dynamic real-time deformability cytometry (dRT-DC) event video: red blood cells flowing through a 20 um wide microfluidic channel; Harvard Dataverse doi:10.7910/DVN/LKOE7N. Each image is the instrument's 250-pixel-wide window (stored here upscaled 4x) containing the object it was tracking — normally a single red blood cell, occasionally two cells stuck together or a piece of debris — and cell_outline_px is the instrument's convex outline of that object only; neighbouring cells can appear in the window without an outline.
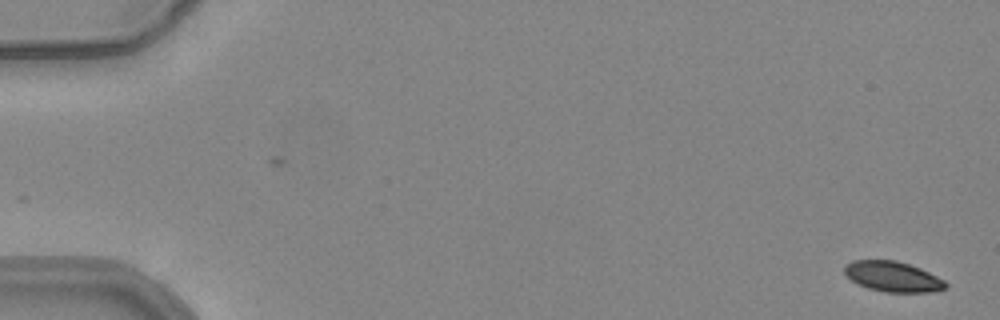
{"species": "common noctule bat (a hibernating species)", "species_latin": "Nyctalus noctula", "temperature_condition": "warm", "stored_images_in_passage": 3, "camera_frame_rate_fps": 3000, "um_per_image_px": 0.085, "animal": {"sex": "female", "body_mass_g": 24.6, "forearm_length_mm": 56.2}, "frame": {"image": 1, "passage_image": 1, "time_ms": 0.0, "image_size_px": [1000, 320], "cell_outline_px": [[948, 288], [936, 292], [884, 292], [868, 288], [856, 284], [844, 272], [844, 264], [852, 260], [896, 260], [920, 268], [944, 280], [948, 284]], "centroid_in_image_um": [75.89, 23.52], "position_along_channel_um": 9.1, "area_um2": 18.03}}